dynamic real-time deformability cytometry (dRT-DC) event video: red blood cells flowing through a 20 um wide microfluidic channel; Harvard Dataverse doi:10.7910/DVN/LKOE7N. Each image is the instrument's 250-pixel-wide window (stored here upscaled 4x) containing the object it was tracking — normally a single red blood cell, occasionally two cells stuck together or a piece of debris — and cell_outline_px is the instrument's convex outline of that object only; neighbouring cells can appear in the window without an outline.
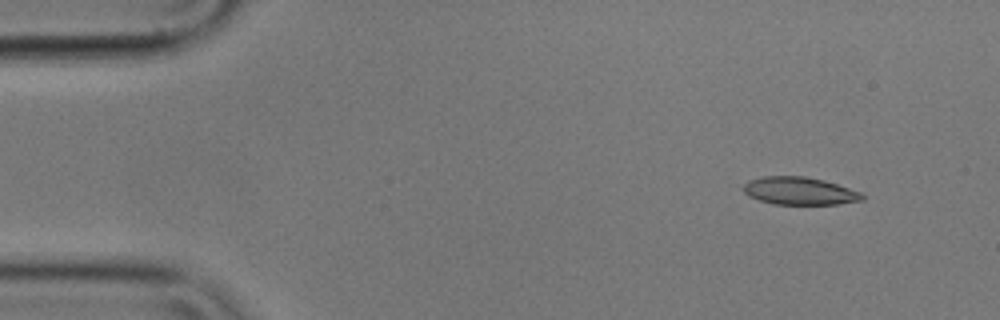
{"species": "common noctule bat (a hibernating species)", "species_latin": "Nyctalus noctula", "temperature_condition": "cold", "stored_images_in_passage": 4, "camera_frame_rate_fps": 3000, "um_per_image_px": 0.085, "animal": {"sex": "male", "body_mass_g": 17.9}, "frame": {"image": 1, "passage_image": 1, "time_ms": 0.0, "image_size_px": [1000, 320], "cell_outline_px": [[864, 200], [840, 204], [772, 204], [748, 196], [744, 192], [744, 184], [748, 180], [764, 176], [804, 176], [824, 180], [860, 192], [864, 196]], "centroid_in_image_um": [67.95, 16.23], "position_along_channel_um": 17.1, "area_um2": 19.13}}
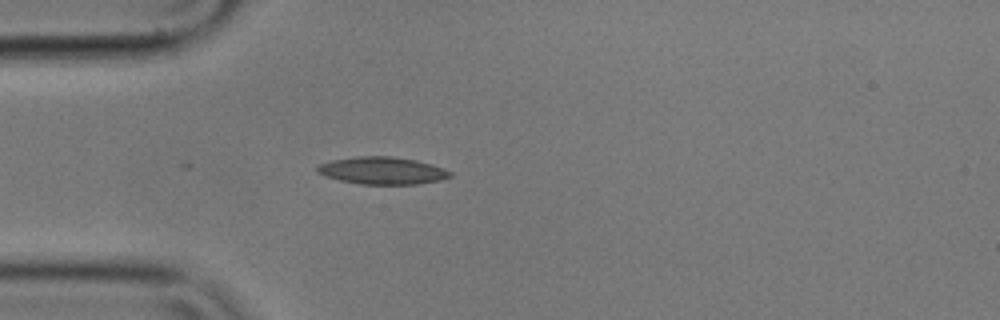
{"frame": {"image": 2, "passage_image": 4, "time_ms": 1.0, "image_size_px": [1000, 320], "cell_outline_px": [[452, 176], [440, 180], [416, 184], [360, 184], [340, 180], [324, 176], [316, 172], [316, 168], [320, 164], [332, 160], [356, 156], [392, 156], [416, 160], [444, 168], [452, 172]], "centroid_in_image_um": [32.49, 14.5], "position_along_channel_um": 52.5, "area_um2": 21.15}}